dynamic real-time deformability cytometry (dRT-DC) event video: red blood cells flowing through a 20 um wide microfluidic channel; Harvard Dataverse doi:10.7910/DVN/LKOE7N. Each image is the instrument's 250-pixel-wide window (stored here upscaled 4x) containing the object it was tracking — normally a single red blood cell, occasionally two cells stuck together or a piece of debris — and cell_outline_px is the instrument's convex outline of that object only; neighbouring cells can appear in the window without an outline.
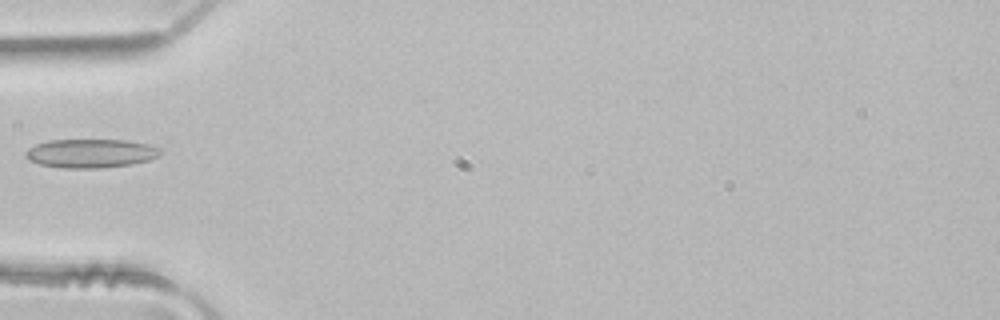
{"species": "common noctule bat (a hibernating species)", "species_latin": "Nyctalus noctula", "temperature_condition": "room temperature", "stored_images_in_passage": 3, "camera_frame_rate_fps": 3000, "um_per_image_px": 0.085, "animal": {"sex": "male", "body_mass_g": 21.5, "forearm_length_mm": 52.0}, "frame": {"image": 1, "passage_image": 3, "time_ms": 0.667, "image_size_px": [1000, 320], "cell_outline_px": [[164, 152], [160, 156], [148, 160], [132, 164], [100, 168], [64, 168], [40, 164], [28, 160], [24, 156], [24, 152], [28, 148], [36, 144], [48, 140], [124, 140], [148, 144], [160, 148]], "centroid_in_image_um": [7.71, 13.03], "position_along_channel_um": 77.3, "area_um2": 22.77}}